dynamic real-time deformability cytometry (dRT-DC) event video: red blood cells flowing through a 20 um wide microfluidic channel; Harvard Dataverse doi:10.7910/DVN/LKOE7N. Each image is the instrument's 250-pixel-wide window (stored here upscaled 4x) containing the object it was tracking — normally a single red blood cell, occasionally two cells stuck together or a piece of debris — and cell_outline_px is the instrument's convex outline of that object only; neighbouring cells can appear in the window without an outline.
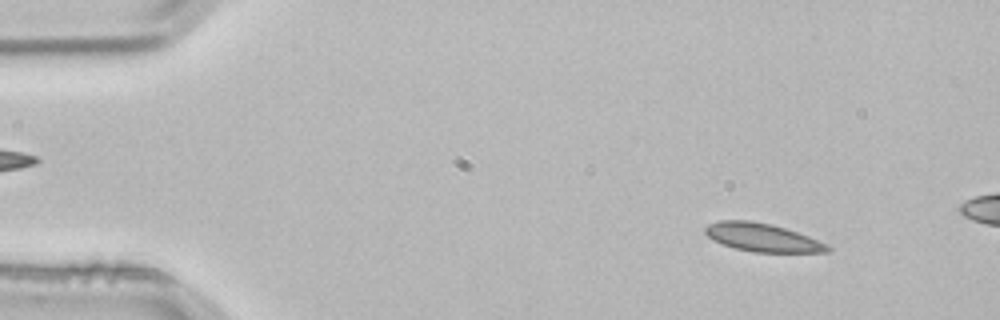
{"species": "common noctule bat (a hibernating species)", "species_latin": "Nyctalus noctula", "temperature_condition": "room temperature", "stored_images_in_passage": 3, "camera_frame_rate_fps": 3000, "um_per_image_px": 0.085, "animal": {"sex": "male", "body_mass_g": 21.5, "forearm_length_mm": 52.0}, "frame": {"image": 1, "passage_image": 1, "time_ms": 0.0, "image_size_px": [1000, 320], "cell_outline_px": [[832, 248], [828, 252], [752, 252], [736, 248], [712, 240], [704, 232], [704, 228], [708, 224], [720, 220], [752, 220], [772, 224], [808, 236], [828, 244]], "centroid_in_image_um": [64.79, 20.18], "position_along_channel_um": 20.2, "area_um2": 20.11}}